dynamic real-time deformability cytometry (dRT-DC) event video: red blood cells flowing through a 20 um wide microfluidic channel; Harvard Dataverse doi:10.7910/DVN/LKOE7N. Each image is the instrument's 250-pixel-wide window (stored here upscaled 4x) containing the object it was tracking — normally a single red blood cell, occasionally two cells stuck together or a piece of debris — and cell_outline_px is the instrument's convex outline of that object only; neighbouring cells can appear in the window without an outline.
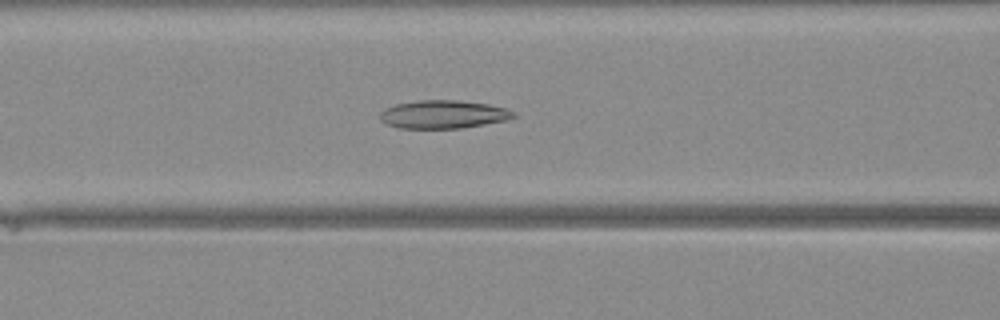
{"species": "Egyptian fruit bat (a non-hibernating species)", "species_latin": "Rousettus aegyptiacus", "temperature_condition": "warm", "stored_images_in_passage": 34, "camera_frame_rate_fps": 3000, "um_per_image_px": 0.085, "animal": {"sex": "female"}, "frame": {"image": 1, "passage_image": 10, "time_ms": 3.0, "image_size_px": [1000, 320], "cell_outline_px": [[516, 116], [504, 120], [484, 124], [460, 128], [400, 128], [388, 124], [380, 120], [380, 112], [384, 108], [396, 104], [420, 100], [460, 100], [488, 104], [504, 108], [516, 112]], "centroid_in_image_um": [37.66, 9.71], "position_along_channel_um": 128.9, "area_um2": 21.79}}
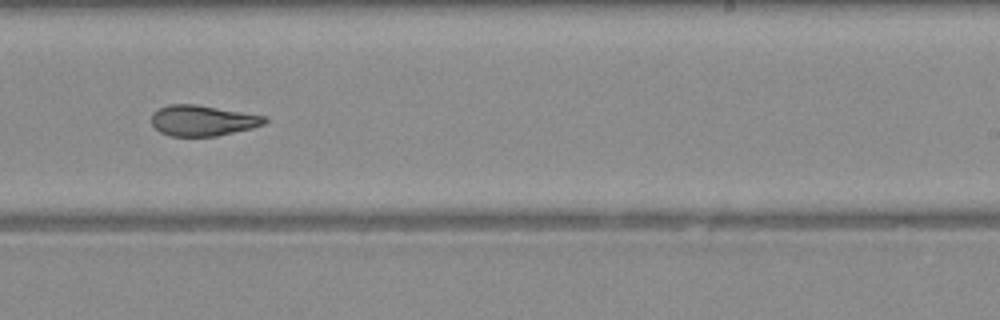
{"frame": {"image": 2, "passage_image": 19, "time_ms": 6.0, "image_size_px": [1000, 320], "cell_outline_px": [[268, 120], [264, 124], [252, 128], [216, 136], [168, 136], [160, 132], [152, 124], [152, 112], [168, 104], [196, 104], [264, 116]], "centroid_in_image_um": [17.19, 10.25], "position_along_channel_um": 271.8, "area_um2": 20.11}}
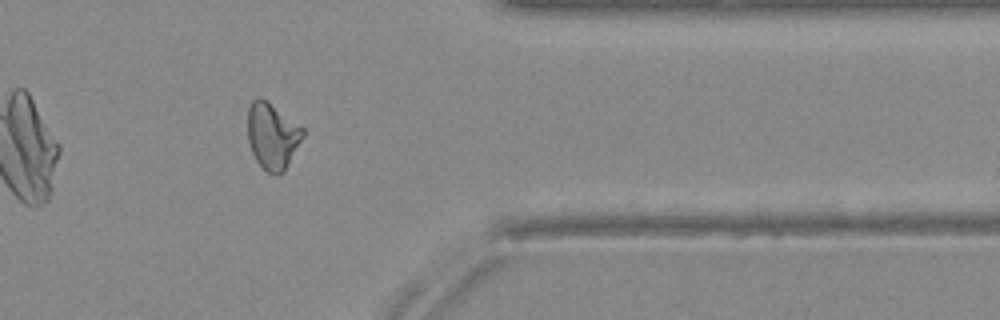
{"frame": {"image": 3, "passage_image": 27, "time_ms": 8.667, "image_size_px": [1000, 320], "cell_outline_px": [[304, 136], [284, 172], [280, 176], [276, 176], [268, 172], [256, 160], [252, 152], [248, 140], [248, 108], [252, 100], [256, 96], [260, 96], [304, 128]], "centroid_in_image_um": [23.15, 11.56], "position_along_channel_um": 388.2, "area_um2": 21.33}}